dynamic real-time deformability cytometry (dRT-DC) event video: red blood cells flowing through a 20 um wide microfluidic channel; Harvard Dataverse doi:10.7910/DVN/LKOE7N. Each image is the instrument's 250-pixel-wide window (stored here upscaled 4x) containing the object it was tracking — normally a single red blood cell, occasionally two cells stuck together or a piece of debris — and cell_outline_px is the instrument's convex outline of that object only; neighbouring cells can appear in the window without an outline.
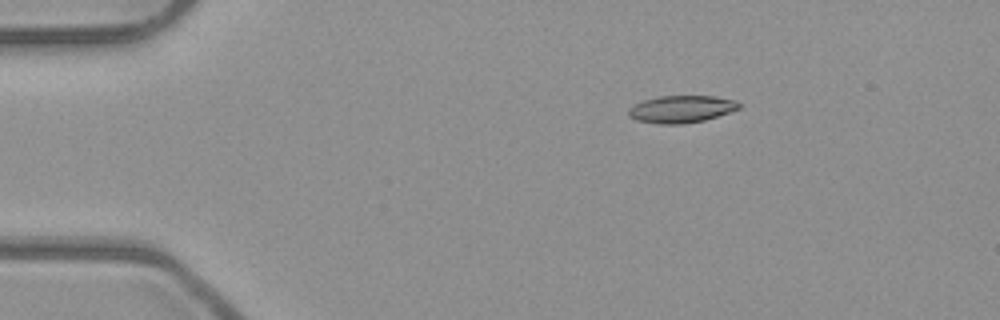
{"species": "common noctule bat (a hibernating species)", "species_latin": "Nyctalus noctula", "temperature_condition": "room temperature", "stored_images_in_passage": 2, "camera_frame_rate_fps": 3000, "um_per_image_px": 0.085, "animal": {"sex": "male", "body_mass_g": 23.1, "forearm_length_mm": 52.7}, "frame": {"image": 1, "passage_image": 2, "time_ms": 0.333, "image_size_px": [1000, 320], "cell_outline_px": [[744, 104], [740, 108], [704, 120], [680, 124], [660, 124], [636, 120], [628, 116], [628, 108], [632, 104], [644, 100], [660, 96], [716, 96], [736, 100]], "centroid_in_image_um": [57.91, 9.26], "position_along_channel_um": 27.1, "area_um2": 17.63}}